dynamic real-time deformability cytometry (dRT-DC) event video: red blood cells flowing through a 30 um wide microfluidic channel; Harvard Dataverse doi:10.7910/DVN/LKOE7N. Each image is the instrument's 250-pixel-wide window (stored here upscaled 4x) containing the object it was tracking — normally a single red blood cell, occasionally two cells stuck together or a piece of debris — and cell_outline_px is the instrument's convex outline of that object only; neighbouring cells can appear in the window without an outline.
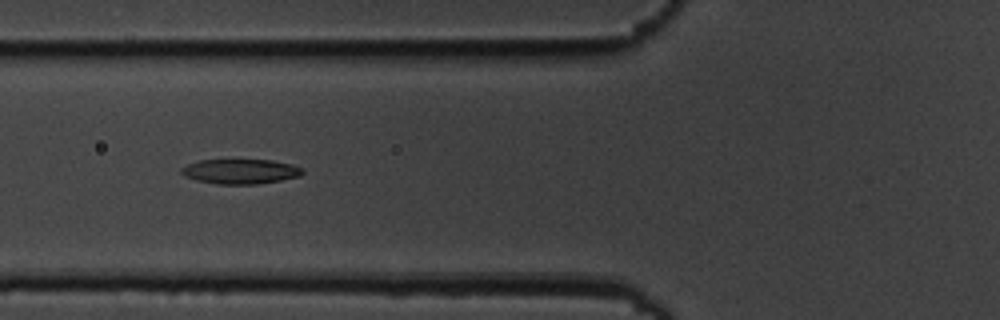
{"species": "common noctule bat (a hibernating species)", "species_latin": "Nyctalus noctula", "temperature_condition": "cold", "stored_images_in_passage": 8, "camera_frame_rate_fps": 3000, "um_per_image_px": 0.085, "animal": {"sex": "male", "body_mass_g": 19.5, "forearm_length_mm": 54.6}, "frame": {"image": 1, "passage_image": 7, "time_ms": 7.0, "image_size_px": [1000, 320], "cell_outline_px": [[304, 172], [300, 176], [280, 180], [256, 184], [216, 184], [196, 180], [184, 176], [180, 172], [180, 168], [188, 164], [200, 160], [272, 160], [292, 164], [304, 168]], "centroid_in_image_um": [20.44, 14.57], "position_along_channel_um": 105.4, "area_um2": 17.57}}
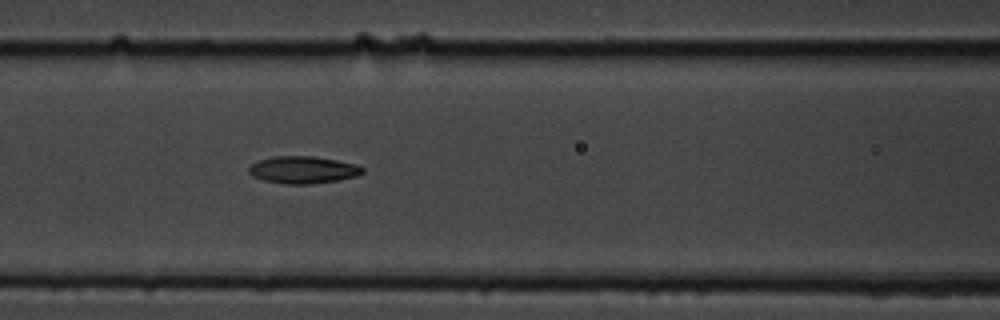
{"frame": {"image": 2, "passage_image": 8, "time_ms": 8.0, "image_size_px": [1000, 320], "cell_outline_px": [[364, 172], [356, 176], [340, 180], [308, 184], [284, 184], [264, 180], [252, 176], [248, 172], [248, 168], [252, 164], [260, 160], [276, 156], [312, 156], [336, 160], [356, 164], [364, 168]], "centroid_in_image_um": [25.77, 14.44], "position_along_channel_um": 140.8, "area_um2": 17.98}}